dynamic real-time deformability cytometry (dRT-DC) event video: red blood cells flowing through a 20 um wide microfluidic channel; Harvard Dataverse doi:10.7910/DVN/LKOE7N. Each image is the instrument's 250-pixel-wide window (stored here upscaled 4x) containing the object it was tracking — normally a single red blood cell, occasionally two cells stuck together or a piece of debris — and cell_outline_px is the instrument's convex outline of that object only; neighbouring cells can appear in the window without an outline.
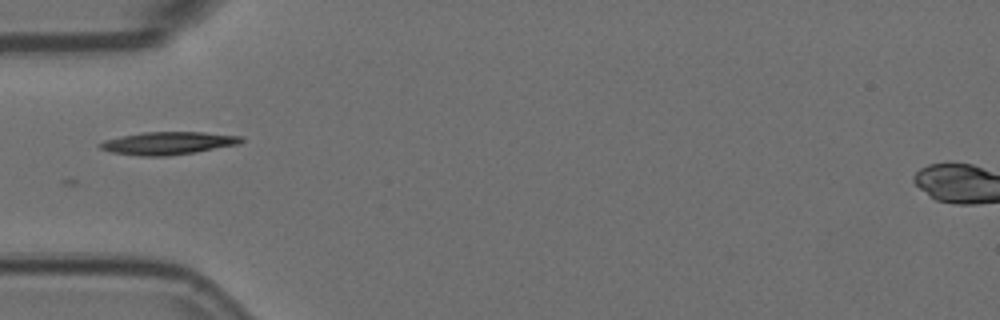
{"species": "Egyptian fruit bat (a non-hibernating species)", "species_latin": "Rousettus aegyptiacus", "temperature_condition": "room temperature", "stored_images_in_passage": 14, "camera_frame_rate_fps": 3000, "um_per_image_px": 0.085, "animal": {"sex": "female"}, "frame": {"image": 1, "passage_image": 4, "time_ms": 1.0, "image_size_px": [1000, 320], "cell_outline_px": [[244, 140], [240, 144], [168, 156], [140, 156], [112, 152], [100, 148], [96, 144], [104, 140], [120, 136], [144, 132], [204, 132], [244, 136]], "centroid_in_image_um": [14.28, 12.16], "position_along_channel_um": 70.7, "area_um2": 18.73}}
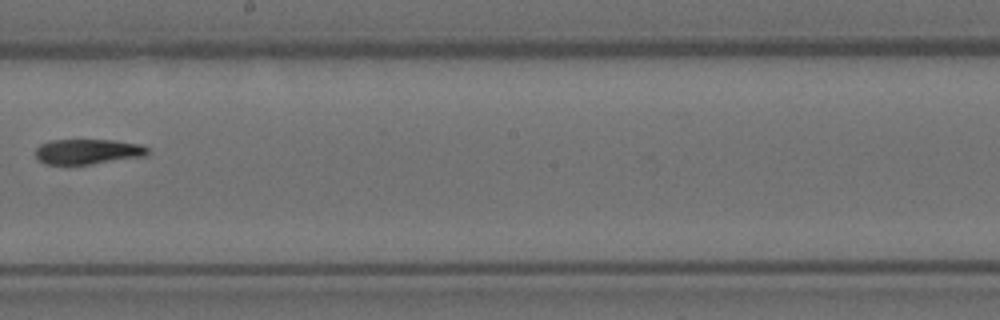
{"frame": {"image": 2, "passage_image": 8, "time_ms": 2.333, "image_size_px": [1000, 320], "cell_outline_px": [[148, 152], [144, 156], [88, 164], [48, 164], [40, 160], [36, 156], [36, 148], [40, 144], [52, 140], [116, 140], [140, 144], [148, 148]], "centroid_in_image_um": [7.46, 12.87], "position_along_channel_um": 240.7, "area_um2": 16.18}}
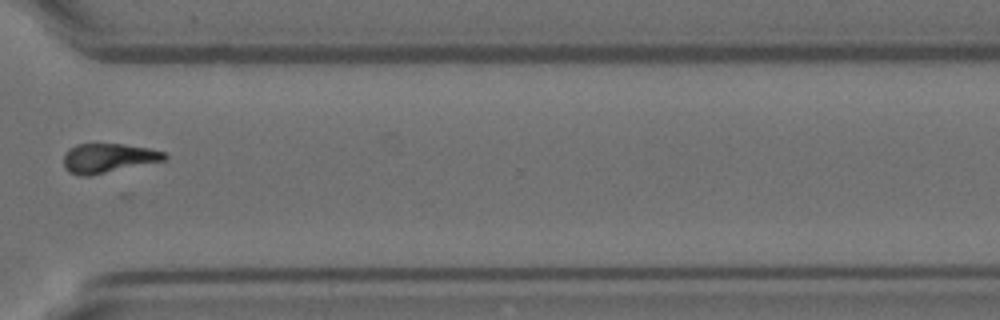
{"frame": {"image": 3, "passage_image": 11, "time_ms": 3.333, "image_size_px": [1000, 320], "cell_outline_px": [[168, 156], [164, 160], [88, 176], [80, 176], [68, 172], [64, 168], [64, 156], [68, 148], [76, 144], [124, 144], [148, 148], [164, 152]], "centroid_in_image_um": [9.15, 13.43], "position_along_channel_um": 361.5, "area_um2": 17.11}}